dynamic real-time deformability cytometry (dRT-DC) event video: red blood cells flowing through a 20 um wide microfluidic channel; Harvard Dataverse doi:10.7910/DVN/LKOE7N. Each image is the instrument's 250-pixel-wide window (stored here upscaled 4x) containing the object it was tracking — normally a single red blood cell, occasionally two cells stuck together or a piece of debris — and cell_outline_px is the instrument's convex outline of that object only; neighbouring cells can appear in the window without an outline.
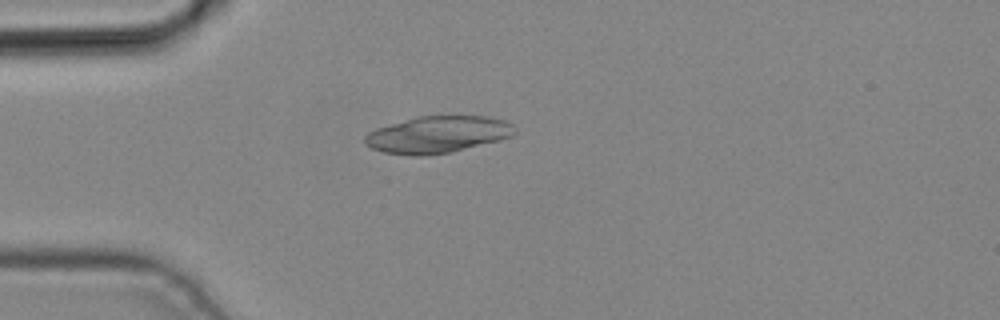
{"species": "common noctule bat (a hibernating species)", "species_latin": "Nyctalus noctula", "temperature_condition": "cold", "stored_images_in_passage": 2, "camera_frame_rate_fps": 3000, "um_per_image_px": 0.085, "animal": {"sex": "male", "body_mass_g": 19.2, "forearm_length_mm": 51.8}, "frame": {"image": 1, "passage_image": 2, "time_ms": 0.333, "image_size_px": [1000, 320], "cell_outline_px": [[516, 132], [512, 136], [500, 140], [452, 152], [424, 156], [408, 156], [384, 152], [372, 148], [364, 144], [364, 136], [368, 132], [376, 128], [416, 116], [488, 116], [504, 120], [512, 124]], "centroid_in_image_um": [37.18, 11.44], "position_along_channel_um": 47.8, "area_um2": 32.43}}